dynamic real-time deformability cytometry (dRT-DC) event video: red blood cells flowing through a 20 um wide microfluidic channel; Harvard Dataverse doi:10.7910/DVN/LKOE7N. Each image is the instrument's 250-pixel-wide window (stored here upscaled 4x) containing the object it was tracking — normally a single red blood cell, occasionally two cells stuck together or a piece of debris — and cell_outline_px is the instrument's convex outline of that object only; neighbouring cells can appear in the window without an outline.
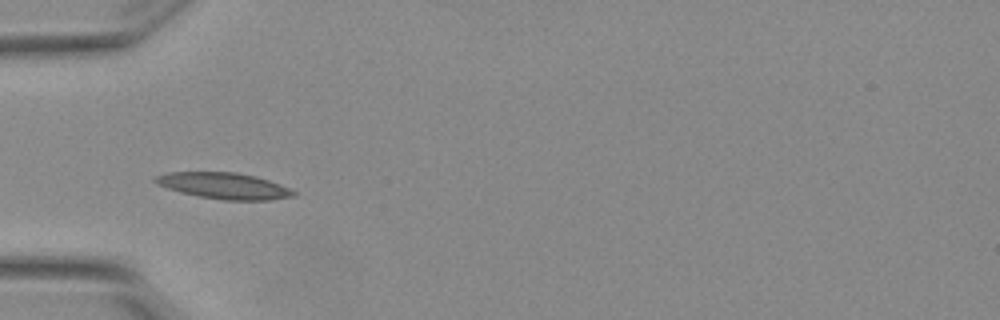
{"species": "Egyptian fruit bat (a non-hibernating species)", "species_latin": "Rousettus aegyptiacus", "temperature_condition": "warm", "stored_images_in_passage": 8, "camera_frame_rate_fps": 3000, "um_per_image_px": 0.085, "animal": {"sex": "female"}, "frame": {"image": 1, "passage_image": 6, "time_ms": 1.667, "image_size_px": [1000, 320], "cell_outline_px": [[296, 196], [268, 200], [224, 200], [196, 196], [180, 192], [156, 184], [152, 180], [156, 176], [168, 172], [236, 172], [256, 176], [268, 180], [288, 188], [296, 192]], "centroid_in_image_um": [19.01, 15.79], "position_along_channel_um": 66.0, "area_um2": 21.1}}
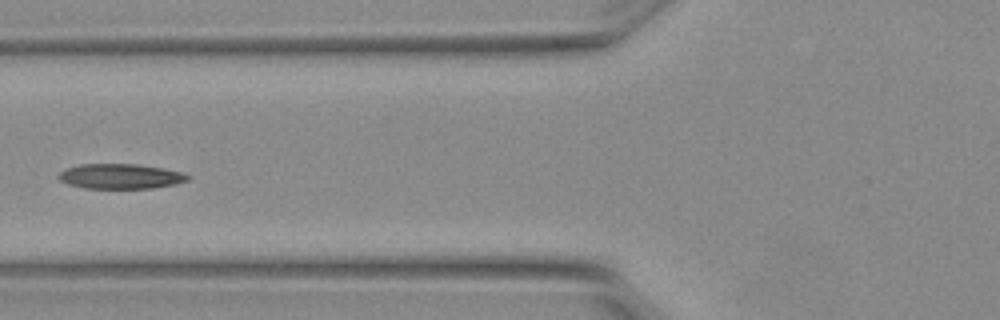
{"frame": {"image": 2, "passage_image": 7, "time_ms": 2.0, "image_size_px": [1000, 320], "cell_outline_px": [[188, 180], [176, 184], [152, 188], [84, 188], [68, 184], [60, 180], [56, 176], [60, 172], [68, 168], [80, 164], [136, 164], [164, 168], [184, 172], [188, 176]], "centroid_in_image_um": [10.24, 14.98], "position_along_channel_um": 115.6, "area_um2": 18.79}}
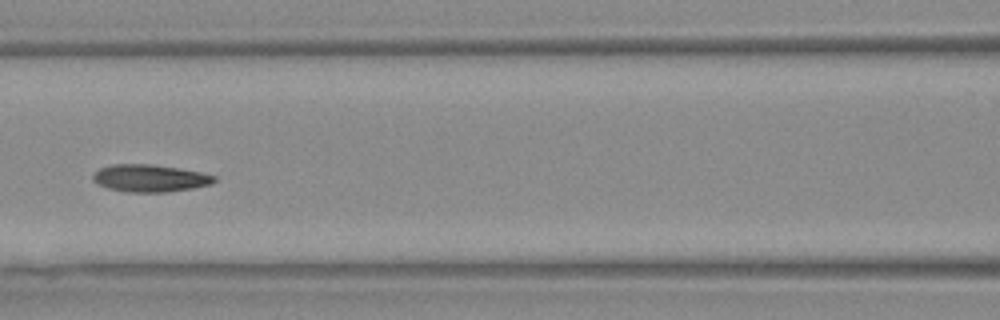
{"frame": {"image": 3, "passage_image": 8, "time_ms": 2.333, "image_size_px": [1000, 320], "cell_outline_px": [[216, 180], [208, 184], [192, 188], [168, 192], [128, 192], [108, 188], [96, 184], [92, 180], [92, 176], [100, 168], [112, 164], [152, 164], [200, 172], [216, 176]], "centroid_in_image_um": [12.69, 15.15], "position_along_channel_um": 153.9, "area_um2": 19.19}}